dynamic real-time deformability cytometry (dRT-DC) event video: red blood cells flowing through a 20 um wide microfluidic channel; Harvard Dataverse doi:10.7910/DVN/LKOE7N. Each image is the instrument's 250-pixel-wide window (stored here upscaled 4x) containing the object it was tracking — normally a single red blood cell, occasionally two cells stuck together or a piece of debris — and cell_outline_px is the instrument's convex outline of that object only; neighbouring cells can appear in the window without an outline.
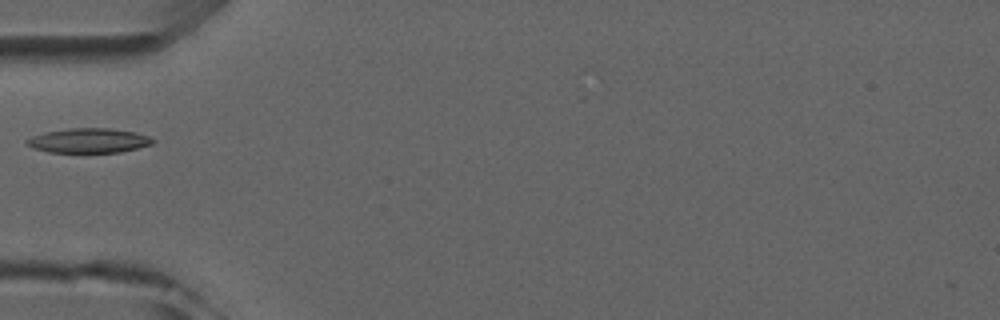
{"species": "common noctule bat (a hibernating species)", "species_latin": "Nyctalus noctula", "temperature_condition": "room temperature", "stored_images_in_passage": 2, "camera_frame_rate_fps": 3000, "um_per_image_px": 0.085, "animal": {"sex": "male", "forearm_length_mm": 52.5}, "frame": {"image": 1, "passage_image": 2, "time_ms": 1.0, "image_size_px": [1000, 320], "cell_outline_px": [[156, 140], [152, 144], [120, 152], [48, 152], [24, 144], [24, 140], [32, 136], [44, 132], [68, 128], [108, 128], [136, 132], [148, 136]], "centroid_in_image_um": [7.52, 11.94], "position_along_channel_um": 77.5, "area_um2": 18.03}}